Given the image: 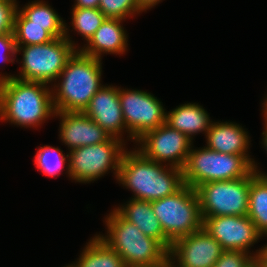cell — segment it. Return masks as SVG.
Instances as JSON below:
<instances>
[{"label": "cell", "mask_w": 267, "mask_h": 267, "mask_svg": "<svg viewBox=\"0 0 267 267\" xmlns=\"http://www.w3.org/2000/svg\"><path fill=\"white\" fill-rule=\"evenodd\" d=\"M0 73V120L24 128H38L56 111L52 88L45 83L20 80Z\"/></svg>", "instance_id": "6da1fadb"}, {"label": "cell", "mask_w": 267, "mask_h": 267, "mask_svg": "<svg viewBox=\"0 0 267 267\" xmlns=\"http://www.w3.org/2000/svg\"><path fill=\"white\" fill-rule=\"evenodd\" d=\"M133 149L123 153L117 177L123 188L134 193L131 199L151 202L173 195L185 185L182 169L152 161Z\"/></svg>", "instance_id": "7a4b0ae2"}, {"label": "cell", "mask_w": 267, "mask_h": 267, "mask_svg": "<svg viewBox=\"0 0 267 267\" xmlns=\"http://www.w3.org/2000/svg\"><path fill=\"white\" fill-rule=\"evenodd\" d=\"M101 77L102 59L77 50L60 73L58 83L51 85L55 111L83 112L90 99L104 86Z\"/></svg>", "instance_id": "3957f363"}, {"label": "cell", "mask_w": 267, "mask_h": 267, "mask_svg": "<svg viewBox=\"0 0 267 267\" xmlns=\"http://www.w3.org/2000/svg\"><path fill=\"white\" fill-rule=\"evenodd\" d=\"M107 235H98L122 258L126 267H167L169 251L156 239L144 235L115 209L105 217Z\"/></svg>", "instance_id": "277c9868"}, {"label": "cell", "mask_w": 267, "mask_h": 267, "mask_svg": "<svg viewBox=\"0 0 267 267\" xmlns=\"http://www.w3.org/2000/svg\"><path fill=\"white\" fill-rule=\"evenodd\" d=\"M65 22V36L54 38L52 41L38 44L16 46L17 54L22 53L19 75L14 77L25 80L42 82L52 85L56 82L67 61L80 49L69 34ZM51 83V84H50Z\"/></svg>", "instance_id": "5b68a950"}, {"label": "cell", "mask_w": 267, "mask_h": 267, "mask_svg": "<svg viewBox=\"0 0 267 267\" xmlns=\"http://www.w3.org/2000/svg\"><path fill=\"white\" fill-rule=\"evenodd\" d=\"M251 156L219 153L208 149L193 148L182 169L185 185L196 188L211 181L235 180L249 176L254 171Z\"/></svg>", "instance_id": "8992f818"}, {"label": "cell", "mask_w": 267, "mask_h": 267, "mask_svg": "<svg viewBox=\"0 0 267 267\" xmlns=\"http://www.w3.org/2000/svg\"><path fill=\"white\" fill-rule=\"evenodd\" d=\"M151 205L164 234L172 242L202 228L198 196L188 185L173 195L151 201Z\"/></svg>", "instance_id": "52a82bcc"}, {"label": "cell", "mask_w": 267, "mask_h": 267, "mask_svg": "<svg viewBox=\"0 0 267 267\" xmlns=\"http://www.w3.org/2000/svg\"><path fill=\"white\" fill-rule=\"evenodd\" d=\"M123 140L111 137L104 143L87 145L70 150V179L79 183H90L113 171L117 180L120 162L126 150Z\"/></svg>", "instance_id": "ba28073f"}, {"label": "cell", "mask_w": 267, "mask_h": 267, "mask_svg": "<svg viewBox=\"0 0 267 267\" xmlns=\"http://www.w3.org/2000/svg\"><path fill=\"white\" fill-rule=\"evenodd\" d=\"M235 180L211 181L195 188L202 217L243 216L248 213L250 181L256 175Z\"/></svg>", "instance_id": "9c48e42d"}, {"label": "cell", "mask_w": 267, "mask_h": 267, "mask_svg": "<svg viewBox=\"0 0 267 267\" xmlns=\"http://www.w3.org/2000/svg\"><path fill=\"white\" fill-rule=\"evenodd\" d=\"M119 100L129 140L136 142L145 133L166 123V109L150 92L119 87Z\"/></svg>", "instance_id": "30bf717a"}, {"label": "cell", "mask_w": 267, "mask_h": 267, "mask_svg": "<svg viewBox=\"0 0 267 267\" xmlns=\"http://www.w3.org/2000/svg\"><path fill=\"white\" fill-rule=\"evenodd\" d=\"M146 158L167 166L183 169L193 141L184 133L171 128L168 124L145 133L134 144ZM167 162V163H166Z\"/></svg>", "instance_id": "8fae6325"}, {"label": "cell", "mask_w": 267, "mask_h": 267, "mask_svg": "<svg viewBox=\"0 0 267 267\" xmlns=\"http://www.w3.org/2000/svg\"><path fill=\"white\" fill-rule=\"evenodd\" d=\"M223 251L221 244L202 227L172 242L167 267H213Z\"/></svg>", "instance_id": "7c38bea8"}, {"label": "cell", "mask_w": 267, "mask_h": 267, "mask_svg": "<svg viewBox=\"0 0 267 267\" xmlns=\"http://www.w3.org/2000/svg\"><path fill=\"white\" fill-rule=\"evenodd\" d=\"M202 227L214 237L223 250H240L251 254L250 248L261 239V233L247 215L202 217Z\"/></svg>", "instance_id": "4fadbf2b"}, {"label": "cell", "mask_w": 267, "mask_h": 267, "mask_svg": "<svg viewBox=\"0 0 267 267\" xmlns=\"http://www.w3.org/2000/svg\"><path fill=\"white\" fill-rule=\"evenodd\" d=\"M110 136L124 141L123 134L128 133L124 123L123 112L119 100V86L104 85L90 99L83 111ZM123 138V139H122Z\"/></svg>", "instance_id": "5bb4252c"}, {"label": "cell", "mask_w": 267, "mask_h": 267, "mask_svg": "<svg viewBox=\"0 0 267 267\" xmlns=\"http://www.w3.org/2000/svg\"><path fill=\"white\" fill-rule=\"evenodd\" d=\"M57 116L60 119L59 139L69 151L104 143L112 137L83 112H56L54 117Z\"/></svg>", "instance_id": "9a60e30c"}, {"label": "cell", "mask_w": 267, "mask_h": 267, "mask_svg": "<svg viewBox=\"0 0 267 267\" xmlns=\"http://www.w3.org/2000/svg\"><path fill=\"white\" fill-rule=\"evenodd\" d=\"M122 19L106 18L90 40L79 51L90 57L102 59L104 54H125L128 47V34Z\"/></svg>", "instance_id": "2e32d148"}, {"label": "cell", "mask_w": 267, "mask_h": 267, "mask_svg": "<svg viewBox=\"0 0 267 267\" xmlns=\"http://www.w3.org/2000/svg\"><path fill=\"white\" fill-rule=\"evenodd\" d=\"M250 136L246 129L234 122H212L206 134V147L219 153L251 156Z\"/></svg>", "instance_id": "e0dca14e"}, {"label": "cell", "mask_w": 267, "mask_h": 267, "mask_svg": "<svg viewBox=\"0 0 267 267\" xmlns=\"http://www.w3.org/2000/svg\"><path fill=\"white\" fill-rule=\"evenodd\" d=\"M124 204L114 209L124 219L136 225L144 235L158 240L169 251L172 241L164 234L160 221L153 211L151 202L130 198Z\"/></svg>", "instance_id": "ac0fdd59"}, {"label": "cell", "mask_w": 267, "mask_h": 267, "mask_svg": "<svg viewBox=\"0 0 267 267\" xmlns=\"http://www.w3.org/2000/svg\"><path fill=\"white\" fill-rule=\"evenodd\" d=\"M14 25L47 26V31L54 38L65 36V20L43 0L28 2L23 8L17 4Z\"/></svg>", "instance_id": "d6986e66"}, {"label": "cell", "mask_w": 267, "mask_h": 267, "mask_svg": "<svg viewBox=\"0 0 267 267\" xmlns=\"http://www.w3.org/2000/svg\"><path fill=\"white\" fill-rule=\"evenodd\" d=\"M212 122L207 111L198 103H184L166 111V124L186 134L192 141L198 133L206 136Z\"/></svg>", "instance_id": "ffe728a7"}, {"label": "cell", "mask_w": 267, "mask_h": 267, "mask_svg": "<svg viewBox=\"0 0 267 267\" xmlns=\"http://www.w3.org/2000/svg\"><path fill=\"white\" fill-rule=\"evenodd\" d=\"M254 163L256 175L250 181L247 216L263 234L267 230V174Z\"/></svg>", "instance_id": "44dd1931"}, {"label": "cell", "mask_w": 267, "mask_h": 267, "mask_svg": "<svg viewBox=\"0 0 267 267\" xmlns=\"http://www.w3.org/2000/svg\"><path fill=\"white\" fill-rule=\"evenodd\" d=\"M74 267H126L120 255L109 247L98 234L91 237Z\"/></svg>", "instance_id": "7402d4cb"}, {"label": "cell", "mask_w": 267, "mask_h": 267, "mask_svg": "<svg viewBox=\"0 0 267 267\" xmlns=\"http://www.w3.org/2000/svg\"><path fill=\"white\" fill-rule=\"evenodd\" d=\"M34 157L36 168L44 175L57 178L63 170H66L67 175L70 177L69 156L68 154H63V150L59 147L40 146Z\"/></svg>", "instance_id": "603a6c76"}, {"label": "cell", "mask_w": 267, "mask_h": 267, "mask_svg": "<svg viewBox=\"0 0 267 267\" xmlns=\"http://www.w3.org/2000/svg\"><path fill=\"white\" fill-rule=\"evenodd\" d=\"M72 29L88 42L96 30L107 18L98 8H73Z\"/></svg>", "instance_id": "cb8c5ba5"}, {"label": "cell", "mask_w": 267, "mask_h": 267, "mask_svg": "<svg viewBox=\"0 0 267 267\" xmlns=\"http://www.w3.org/2000/svg\"><path fill=\"white\" fill-rule=\"evenodd\" d=\"M13 34L16 46L44 44L54 39L47 26L14 25Z\"/></svg>", "instance_id": "d4e9b609"}, {"label": "cell", "mask_w": 267, "mask_h": 267, "mask_svg": "<svg viewBox=\"0 0 267 267\" xmlns=\"http://www.w3.org/2000/svg\"><path fill=\"white\" fill-rule=\"evenodd\" d=\"M107 18L126 20L143 12L136 0H100L98 8Z\"/></svg>", "instance_id": "484cf974"}, {"label": "cell", "mask_w": 267, "mask_h": 267, "mask_svg": "<svg viewBox=\"0 0 267 267\" xmlns=\"http://www.w3.org/2000/svg\"><path fill=\"white\" fill-rule=\"evenodd\" d=\"M255 258L244 251L224 250L213 267H250Z\"/></svg>", "instance_id": "4316f807"}, {"label": "cell", "mask_w": 267, "mask_h": 267, "mask_svg": "<svg viewBox=\"0 0 267 267\" xmlns=\"http://www.w3.org/2000/svg\"><path fill=\"white\" fill-rule=\"evenodd\" d=\"M17 1H0V35L13 33Z\"/></svg>", "instance_id": "83f0119b"}, {"label": "cell", "mask_w": 267, "mask_h": 267, "mask_svg": "<svg viewBox=\"0 0 267 267\" xmlns=\"http://www.w3.org/2000/svg\"><path fill=\"white\" fill-rule=\"evenodd\" d=\"M17 47L13 33H4L0 35V62H15ZM14 57V58H13Z\"/></svg>", "instance_id": "f1b7e54d"}, {"label": "cell", "mask_w": 267, "mask_h": 267, "mask_svg": "<svg viewBox=\"0 0 267 267\" xmlns=\"http://www.w3.org/2000/svg\"><path fill=\"white\" fill-rule=\"evenodd\" d=\"M254 253H255V261L261 267H267V244L259 249H256V252Z\"/></svg>", "instance_id": "f546056e"}, {"label": "cell", "mask_w": 267, "mask_h": 267, "mask_svg": "<svg viewBox=\"0 0 267 267\" xmlns=\"http://www.w3.org/2000/svg\"><path fill=\"white\" fill-rule=\"evenodd\" d=\"M73 8H99L100 0H75Z\"/></svg>", "instance_id": "4dcf8cb0"}, {"label": "cell", "mask_w": 267, "mask_h": 267, "mask_svg": "<svg viewBox=\"0 0 267 267\" xmlns=\"http://www.w3.org/2000/svg\"><path fill=\"white\" fill-rule=\"evenodd\" d=\"M262 107H263V118H264V131L262 132V145H263V148L267 151V98L265 97V100L263 101L262 103ZM267 153V152H266Z\"/></svg>", "instance_id": "1f68e13d"}, {"label": "cell", "mask_w": 267, "mask_h": 267, "mask_svg": "<svg viewBox=\"0 0 267 267\" xmlns=\"http://www.w3.org/2000/svg\"><path fill=\"white\" fill-rule=\"evenodd\" d=\"M162 0H136L139 8L144 12L158 5Z\"/></svg>", "instance_id": "d6a6232c"}, {"label": "cell", "mask_w": 267, "mask_h": 267, "mask_svg": "<svg viewBox=\"0 0 267 267\" xmlns=\"http://www.w3.org/2000/svg\"><path fill=\"white\" fill-rule=\"evenodd\" d=\"M250 267H261L256 261H254Z\"/></svg>", "instance_id": "836d02e7"}, {"label": "cell", "mask_w": 267, "mask_h": 267, "mask_svg": "<svg viewBox=\"0 0 267 267\" xmlns=\"http://www.w3.org/2000/svg\"><path fill=\"white\" fill-rule=\"evenodd\" d=\"M266 236L267 237V230L261 235V238Z\"/></svg>", "instance_id": "e575fe53"}, {"label": "cell", "mask_w": 267, "mask_h": 267, "mask_svg": "<svg viewBox=\"0 0 267 267\" xmlns=\"http://www.w3.org/2000/svg\"><path fill=\"white\" fill-rule=\"evenodd\" d=\"M64 267H74V266H73V264L71 263V264H68V265H66V266H64Z\"/></svg>", "instance_id": "d590c367"}, {"label": "cell", "mask_w": 267, "mask_h": 267, "mask_svg": "<svg viewBox=\"0 0 267 267\" xmlns=\"http://www.w3.org/2000/svg\"><path fill=\"white\" fill-rule=\"evenodd\" d=\"M0 1H17V0H0Z\"/></svg>", "instance_id": "8d00e7d4"}]
</instances>
